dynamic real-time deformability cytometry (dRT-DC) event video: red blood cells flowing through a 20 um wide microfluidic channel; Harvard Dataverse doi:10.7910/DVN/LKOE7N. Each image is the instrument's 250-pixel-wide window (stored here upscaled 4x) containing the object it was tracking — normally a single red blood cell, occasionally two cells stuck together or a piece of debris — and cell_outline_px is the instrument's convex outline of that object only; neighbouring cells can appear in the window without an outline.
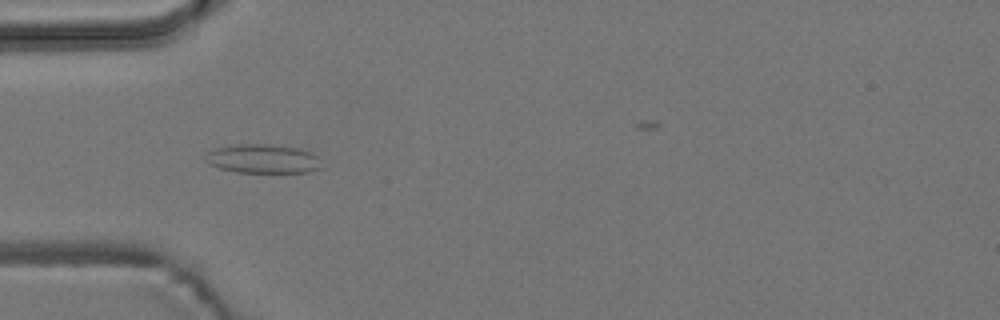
{"species": "common noctule bat (a hibernating species)", "species_latin": "Nyctalus noctula", "temperature_condition": "room temperature", "stored_images_in_passage": 7, "camera_frame_rate_fps": 3000, "um_per_image_px": 0.085, "animal": {"sex": "male", "body_mass_g": 19.2, "forearm_length_mm": 51.8}, "frame": {"image": 1, "passage_image": 3, "time_ms": 2.333, "image_size_px": [1000, 320], "cell_outline_px": [[320, 168], [308, 172], [236, 172], [220, 168], [208, 164], [204, 160], [204, 156], [212, 148], [240, 144], [272, 144], [300, 148], [312, 152], [316, 156]], "centroid_in_image_um": [22.28, 13.48], "position_along_channel_um": 62.7, "area_um2": 19.65}}
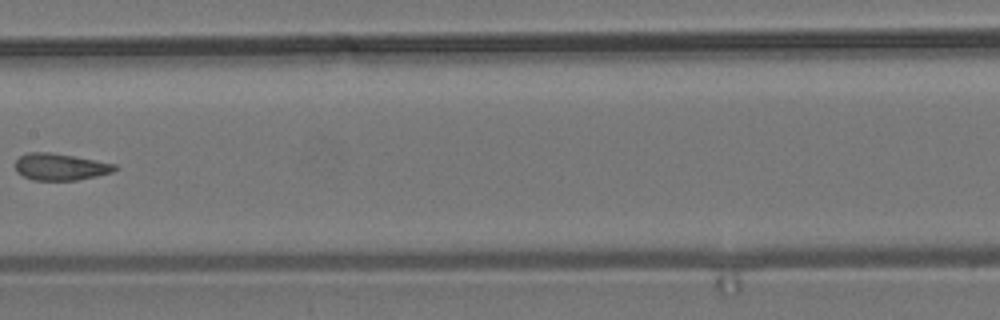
{"frame": {"image": 2, "passage_image": 6, "time_ms": 6.0, "image_size_px": [1000, 320], "cell_outline_px": [[116, 168], [112, 172], [96, 176], [76, 180], [32, 180], [16, 172], [16, 160], [20, 156], [28, 152], [48, 152], [72, 156], [116, 164]], "centroid_in_image_um": [5.09, 14.18], "position_along_channel_um": 202.3, "area_um2": 15.32}}
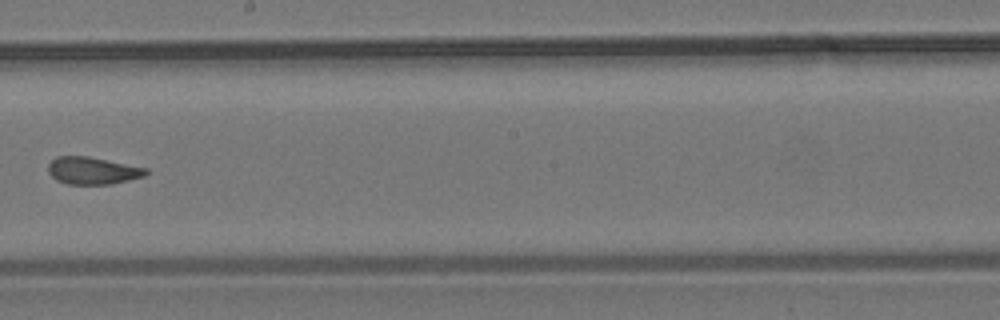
{"frame": {"image": 3, "passage_image": 7, "time_ms": 7.0, "image_size_px": [1000, 320], "cell_outline_px": [[148, 172], [144, 176], [112, 184], [68, 184], [56, 180], [48, 172], [48, 164], [56, 156], [88, 156], [148, 168]], "centroid_in_image_um": [7.86, 14.5], "position_along_channel_um": 240.3, "area_um2": 15.55}}